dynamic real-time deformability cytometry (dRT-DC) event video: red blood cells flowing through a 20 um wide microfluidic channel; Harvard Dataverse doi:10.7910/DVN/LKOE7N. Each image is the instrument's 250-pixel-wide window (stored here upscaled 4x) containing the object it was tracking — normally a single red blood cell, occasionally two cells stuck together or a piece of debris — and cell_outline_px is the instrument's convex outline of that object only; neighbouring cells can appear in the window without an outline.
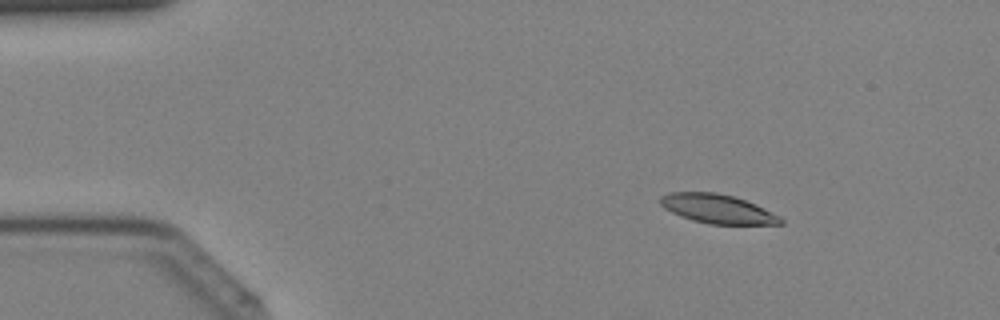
{"species": "Egyptian fruit bat (a non-hibernating species)", "species_latin": "Rousettus aegyptiacus", "temperature_condition": "cold", "stored_images_in_passage": 41, "camera_frame_rate_fps": 3000, "um_per_image_px": 0.085, "animal": {"sex": "female"}, "frame": {"image": 1, "passage_image": 6, "time_ms": 1.667, "image_size_px": [1000, 320], "cell_outline_px": [[784, 224], [708, 224], [692, 220], [680, 216], [664, 208], [660, 204], [660, 196], [668, 192], [716, 192], [732, 196], [756, 204], [780, 216], [784, 220]], "centroid_in_image_um": [60.98, 17.75], "position_along_channel_um": 24.0, "area_um2": 20.4}}
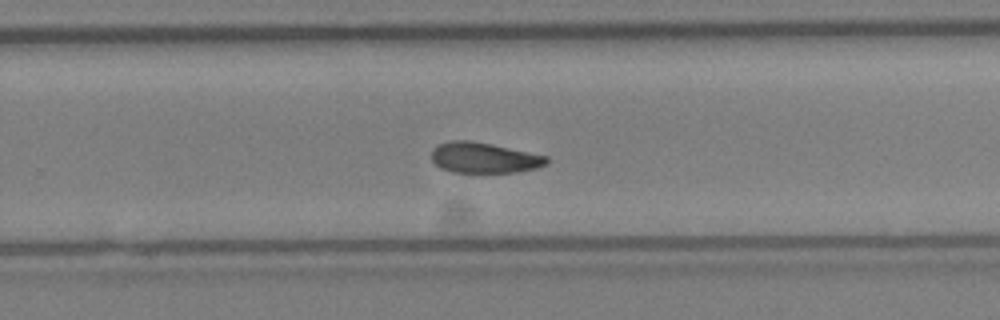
{"frame": {"image": 2, "passage_image": 27, "time_ms": 8.667, "image_size_px": [1000, 320], "cell_outline_px": [[548, 164], [536, 168], [516, 172], [452, 172], [440, 168], [432, 160], [432, 148], [436, 144], [452, 140], [468, 140], [492, 144], [548, 156]], "centroid_in_image_um": [41.13, 13.4], "position_along_channel_um": 288.7, "area_um2": 20.58}}
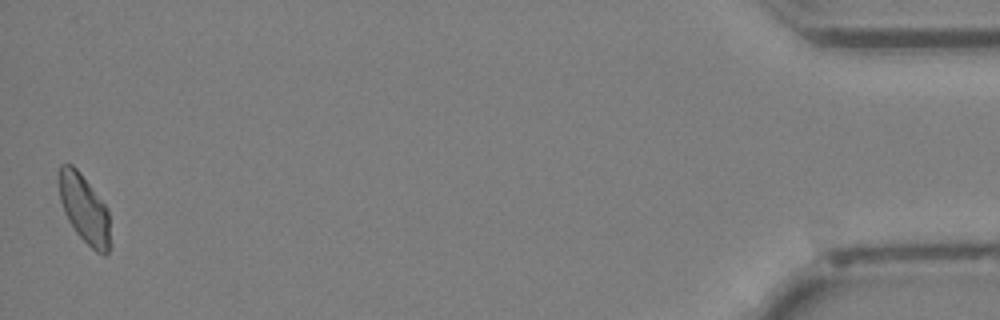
{"frame": {"image": 3, "passage_image": 41, "time_ms": 13.333, "image_size_px": [1000, 320], "cell_outline_px": [[112, 244], [108, 252], [104, 256], [96, 252], [76, 232], [68, 220], [64, 212], [60, 200], [60, 164], [72, 164], [80, 172], [108, 208]], "centroid_in_image_um": [7.22, 17.81], "position_along_channel_um": 428.0, "area_um2": 20.52}}